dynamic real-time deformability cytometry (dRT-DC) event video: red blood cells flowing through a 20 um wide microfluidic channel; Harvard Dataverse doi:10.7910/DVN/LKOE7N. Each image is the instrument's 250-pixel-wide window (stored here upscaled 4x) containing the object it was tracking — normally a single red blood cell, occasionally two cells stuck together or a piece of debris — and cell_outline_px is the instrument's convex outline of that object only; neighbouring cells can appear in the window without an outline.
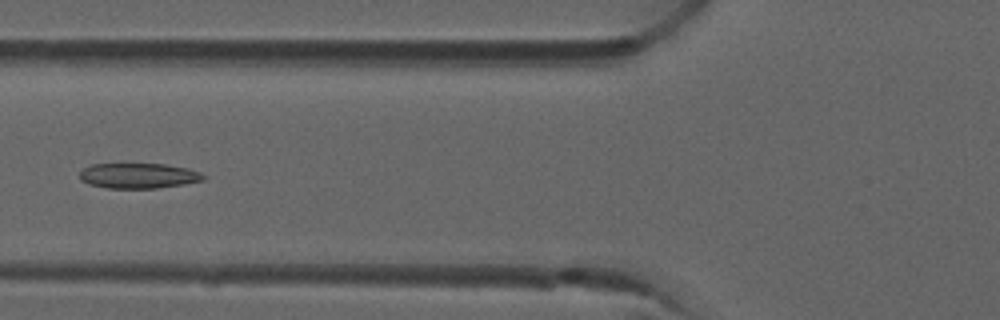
{"species": "common noctule bat (a hibernating species)", "species_latin": "Nyctalus noctula", "temperature_condition": "room temperature", "stored_images_in_passage": 6, "camera_frame_rate_fps": 3000, "um_per_image_px": 0.085, "animal": {"sex": "male", "forearm_length_mm": 52.5}, "frame": {"image": 1, "passage_image": 4, "time_ms": 1.0, "image_size_px": [1000, 320], "cell_outline_px": [[208, 176], [204, 180], [184, 184], [156, 188], [108, 188], [88, 184], [80, 180], [80, 172], [84, 168], [92, 164], [164, 164], [188, 168], [200, 172]], "centroid_in_image_um": [11.79, 14.94], "position_along_channel_um": 114.0, "area_um2": 18.26}}
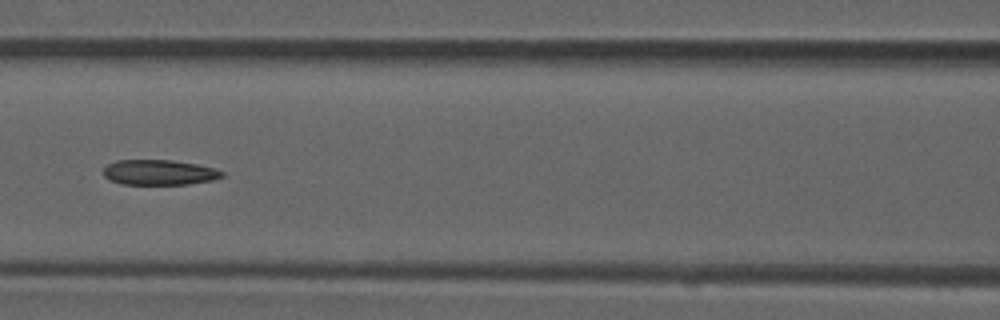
{"frame": {"image": 2, "passage_image": 5, "time_ms": 1.333, "image_size_px": [1000, 320], "cell_outline_px": [[224, 176], [212, 180], [188, 184], [120, 184], [108, 180], [104, 176], [104, 168], [108, 164], [116, 160], [172, 160], [196, 164], [216, 168], [224, 172]], "centroid_in_image_um": [13.53, 14.65], "position_along_channel_um": 153.1, "area_um2": 17.51}}
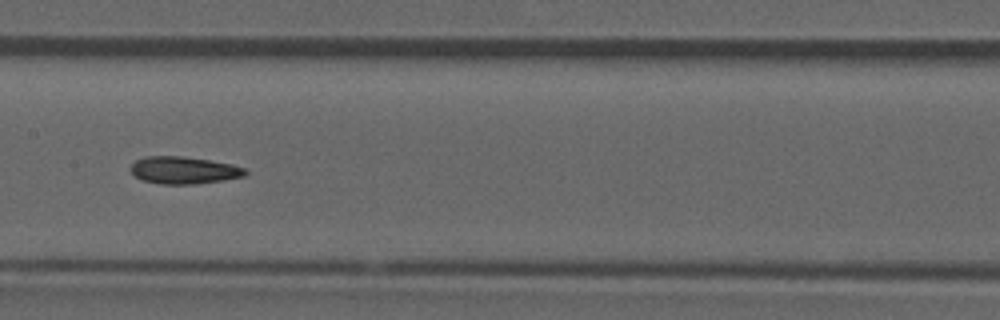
{"frame": {"image": 3, "passage_image": 6, "time_ms": 1.667, "image_size_px": [1000, 320], "cell_outline_px": [[248, 172], [244, 176], [224, 180], [192, 184], [160, 184], [140, 180], [128, 168], [136, 160], [144, 156], [184, 156], [232, 164], [244, 168]], "centroid_in_image_um": [15.59, 14.47], "position_along_channel_um": 191.8, "area_um2": 18.26}}